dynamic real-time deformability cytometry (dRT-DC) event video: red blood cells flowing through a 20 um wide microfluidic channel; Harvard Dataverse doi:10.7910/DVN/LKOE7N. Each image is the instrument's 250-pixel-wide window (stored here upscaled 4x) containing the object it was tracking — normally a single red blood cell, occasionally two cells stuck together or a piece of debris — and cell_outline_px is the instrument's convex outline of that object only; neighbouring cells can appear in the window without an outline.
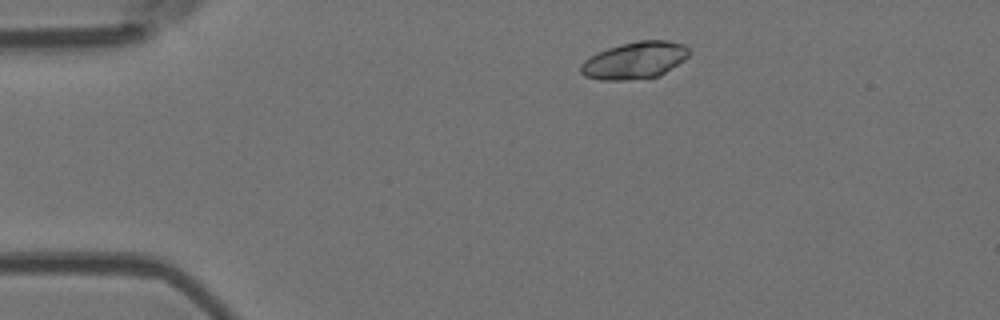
{"species": "Egyptian fruit bat (a non-hibernating species)", "species_latin": "Rousettus aegyptiacus", "temperature_condition": "room temperature", "stored_images_in_passage": 8, "camera_frame_rate_fps": 3000, "um_per_image_px": 0.085, "animal": {"sex": "female"}, "frame": {"image": 1, "passage_image": 2, "time_ms": 0.333, "image_size_px": [1000, 320], "cell_outline_px": [[692, 52], [684, 60], [660, 76], [624, 80], [600, 80], [584, 76], [580, 72], [580, 64], [584, 60], [608, 48], [620, 44], [640, 40], [668, 40], [684, 44]], "centroid_in_image_um": [53.98, 5.12], "position_along_channel_um": 31.0, "area_um2": 23.41}}
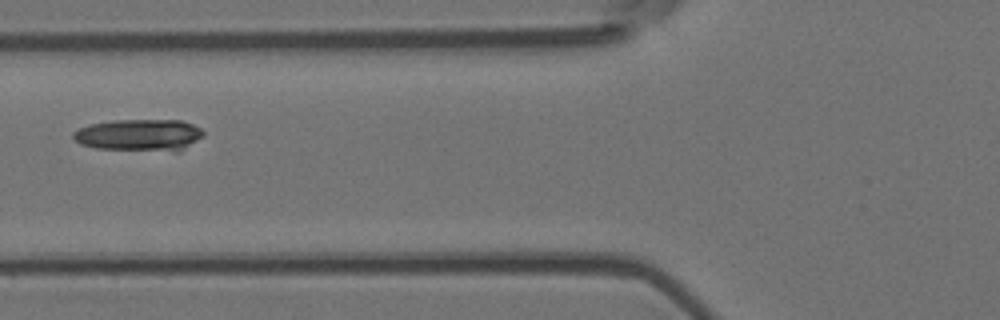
{"frame": {"image": 2, "passage_image": 5, "time_ms": 1.333, "image_size_px": [1000, 320], "cell_outline_px": [[204, 136], [180, 152], [176, 152], [96, 148], [80, 144], [72, 136], [72, 132], [80, 128], [92, 124], [116, 120], [180, 120], [192, 124], [200, 128], [204, 132]], "centroid_in_image_um": [11.89, 11.49], "position_along_channel_um": 113.9, "area_um2": 24.33}}
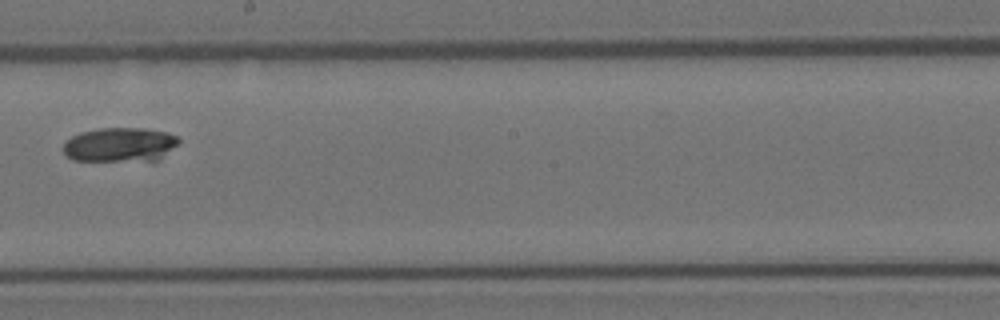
{"frame": {"image": 3, "passage_image": 8, "time_ms": 2.333, "image_size_px": [1000, 320], "cell_outline_px": [[180, 140], [176, 144], [152, 164], [72, 160], [64, 152], [64, 144], [72, 136], [80, 132], [100, 128], [144, 128], [168, 132], [176, 136]], "centroid_in_image_um": [10.21, 12.35], "position_along_channel_um": 238.0, "area_um2": 23.87}}